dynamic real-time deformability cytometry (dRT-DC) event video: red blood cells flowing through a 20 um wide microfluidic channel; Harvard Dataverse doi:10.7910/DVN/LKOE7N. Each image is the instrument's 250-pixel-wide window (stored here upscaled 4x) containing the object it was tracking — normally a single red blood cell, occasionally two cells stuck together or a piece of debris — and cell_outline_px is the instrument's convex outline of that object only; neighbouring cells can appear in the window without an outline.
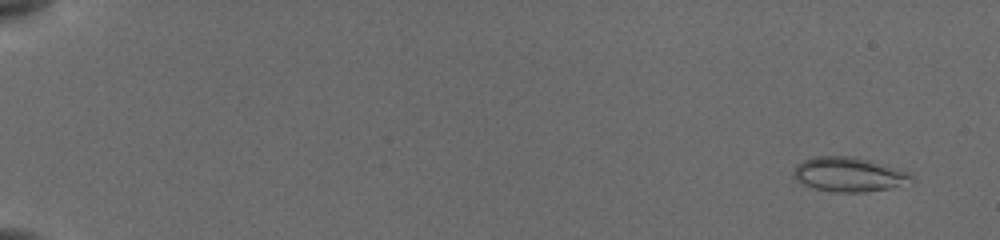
{"species": "common noctule bat (a hibernating species)", "species_latin": "Nyctalus noctula", "temperature_condition": "cold", "stored_images_in_passage": 56, "camera_frame_rate_fps": 3000, "um_per_image_px": 0.085, "animal": {"sex": "female", "body_mass_g": 19.5, "forearm_length_mm": 54.1}, "frame": {"image": 1, "passage_image": 4, "time_ms": 1.0, "image_size_px": [1000, 240], "cell_outline_px": [[912, 184], [864, 192], [836, 192], [816, 188], [800, 184], [792, 176], [792, 172], [796, 164], [804, 160], [816, 156], [852, 156], [868, 160], [912, 172]], "centroid_in_image_um": [72.16, 14.83], "position_along_channel_um": 12.8, "area_um2": 23.87}}
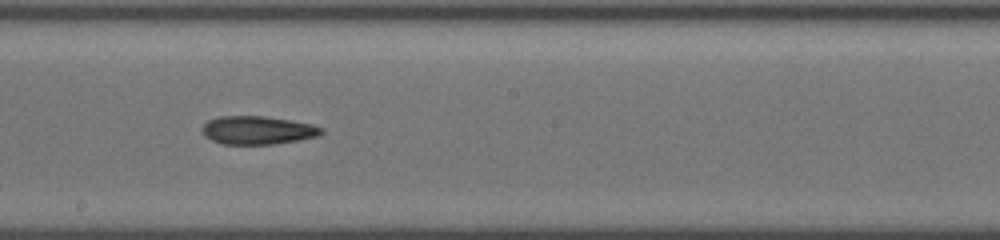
{"frame": {"image": 2, "passage_image": 34, "time_ms": 11.0, "image_size_px": [1000, 240], "cell_outline_px": [[324, 132], [320, 136], [300, 140], [272, 144], [220, 144], [204, 136], [200, 128], [208, 120], [220, 116], [264, 116], [292, 120], [312, 124], [324, 128]], "centroid_in_image_um": [21.91, 11.07], "position_along_channel_um": 226.3, "area_um2": 19.94}}
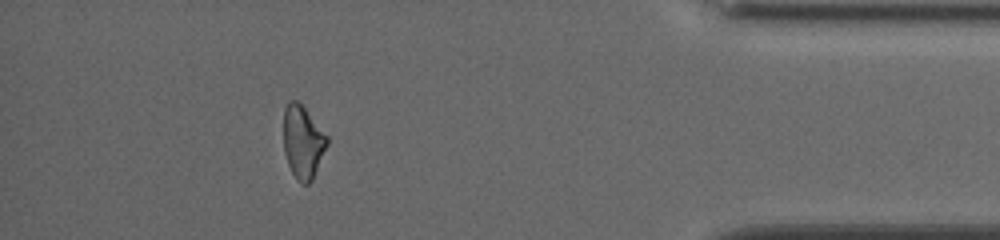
{"frame": {"image": 3, "passage_image": 51, "time_ms": 16.667, "image_size_px": [1000, 240], "cell_outline_px": [[328, 144], [312, 180], [308, 184], [300, 184], [296, 180], [288, 164], [284, 152], [284, 108], [288, 100], [296, 100], [304, 108], [328, 136]], "centroid_in_image_um": [25.73, 12.08], "position_along_channel_um": 409.5, "area_um2": 18.44}, "authors_computed_cell_mechanics": {"area_um2": 20.2011, "velocity_mm_per_s": 3.8887, "shape_relaxation_time_tau1_ms": 3.9478, "shape_relaxation_time_tau2_ms": 7.1997, "deformation_change_tau1": 0.1125, "deformation_change_tau2": 0.1775}}